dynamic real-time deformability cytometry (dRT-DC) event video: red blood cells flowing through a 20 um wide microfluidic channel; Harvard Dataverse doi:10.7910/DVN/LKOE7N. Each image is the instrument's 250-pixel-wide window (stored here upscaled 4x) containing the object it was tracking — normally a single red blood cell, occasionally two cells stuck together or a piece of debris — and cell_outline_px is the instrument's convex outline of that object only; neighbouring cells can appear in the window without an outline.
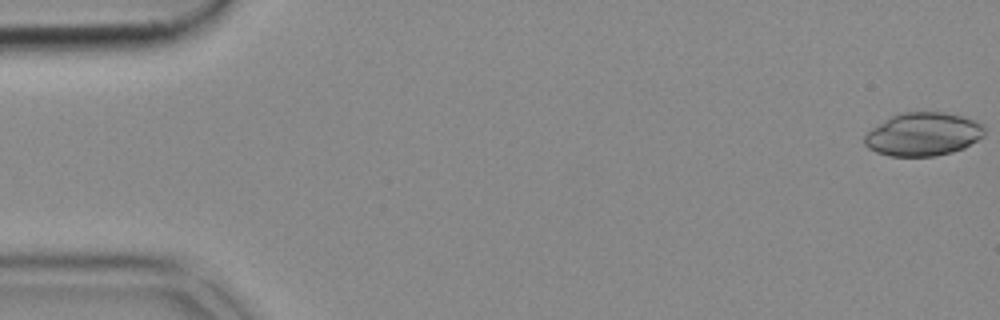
{"species": "common noctule bat (a hibernating species)", "species_latin": "Nyctalus noctula", "temperature_condition": "cold", "stored_images_in_passage": 52, "camera_frame_rate_fps": 3000, "um_per_image_px": 0.085, "animal": {"sex": "female", "body_mass_g": 18.4}, "frame": {"image": 1, "passage_image": 1, "time_ms": 0.0, "image_size_px": [1000, 320], "cell_outline_px": [[984, 136], [964, 148], [952, 152], [932, 156], [888, 156], [876, 152], [868, 148], [864, 144], [864, 136], [872, 128], [892, 116], [904, 112], [944, 112], [960, 116], [984, 124]], "centroid_in_image_um": [78.46, 11.42], "position_along_channel_um": 6.5, "area_um2": 30.11}}
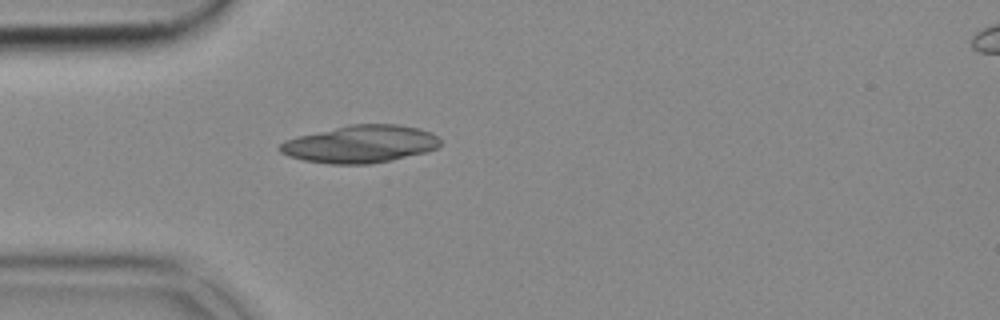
{"frame": {"image": 2, "passage_image": 15, "time_ms": 4.667, "image_size_px": [1000, 320], "cell_outline_px": [[440, 144], [436, 148], [424, 152], [392, 160], [368, 164], [332, 164], [304, 160], [288, 156], [280, 152], [276, 148], [284, 140], [300, 136], [352, 124], [396, 124], [420, 128], [432, 132], [440, 140]], "centroid_in_image_um": [30.63, 12.25], "position_along_channel_um": 54.4, "area_um2": 34.8}}
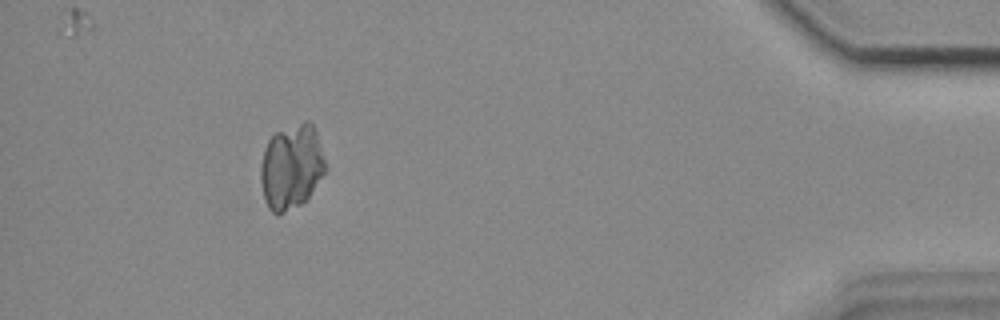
{"frame": {"image": 3, "passage_image": 48, "time_ms": 15.667, "image_size_px": [1000, 320], "cell_outline_px": [[328, 168], [308, 196], [300, 204], [284, 212], [272, 212], [268, 208], [264, 200], [260, 180], [260, 164], [264, 148], [268, 140], [276, 132], [304, 120], [308, 120], [312, 124], [316, 132]], "centroid_in_image_um": [24.76, 14.15], "position_along_channel_um": 410.4, "area_um2": 32.02}}